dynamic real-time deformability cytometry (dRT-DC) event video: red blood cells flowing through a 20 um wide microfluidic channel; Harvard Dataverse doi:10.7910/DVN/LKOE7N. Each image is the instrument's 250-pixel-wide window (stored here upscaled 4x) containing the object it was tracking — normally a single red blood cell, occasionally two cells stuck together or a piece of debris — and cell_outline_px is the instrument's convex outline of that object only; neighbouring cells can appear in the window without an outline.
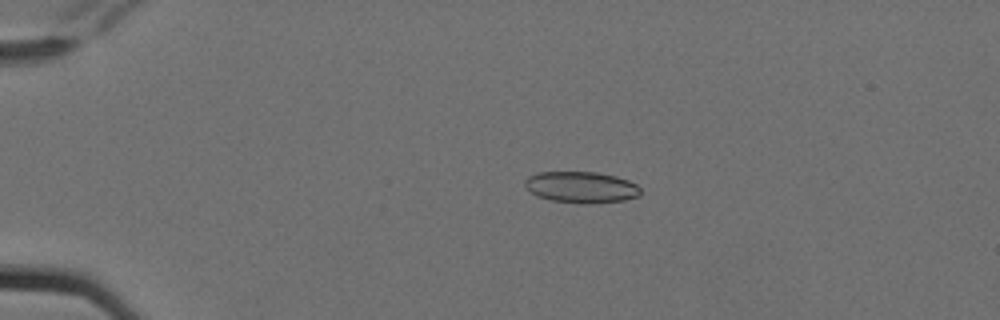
{"species": "Egyptian fruit bat (a non-hibernating species)", "species_latin": "Rousettus aegyptiacus", "temperature_condition": "cold", "stored_images_in_passage": 10, "camera_frame_rate_fps": 3000, "um_per_image_px": 0.085, "animal": {"sex": "female"}, "frame": {"image": 1, "passage_image": 4, "time_ms": 1.0, "image_size_px": [1000, 320], "cell_outline_px": [[640, 196], [624, 200], [596, 204], [580, 204], [552, 200], [536, 196], [524, 184], [524, 180], [528, 176], [540, 172], [596, 172], [616, 176], [628, 180], [636, 184], [640, 188]], "centroid_in_image_um": [49.42, 15.92], "position_along_channel_um": 35.6, "area_um2": 21.27}}
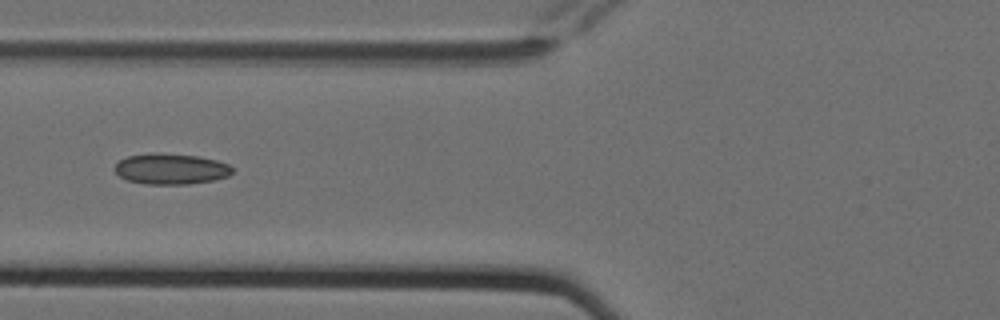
{"frame": {"image": 2, "passage_image": 7, "time_ms": 2.0, "image_size_px": [1000, 320], "cell_outline_px": [[232, 172], [228, 176], [212, 180], [188, 184], [144, 184], [128, 180], [120, 176], [112, 168], [120, 160], [128, 156], [152, 152], [160, 152], [200, 156], [216, 160], [228, 164], [232, 168]], "centroid_in_image_um": [14.5, 14.34], "position_along_channel_um": 111.3, "area_um2": 21.21}}
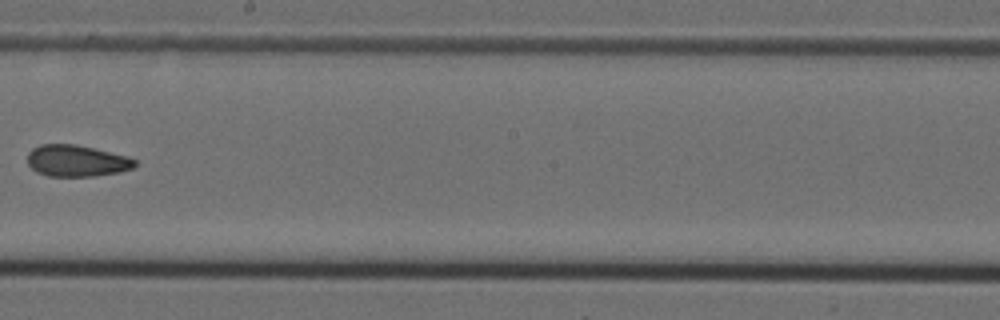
{"frame": {"image": 3, "passage_image": 10, "time_ms": 3.0, "image_size_px": [1000, 320], "cell_outline_px": [[136, 164], [132, 168], [120, 172], [92, 176], [48, 176], [36, 172], [28, 164], [28, 152], [32, 148], [40, 144], [76, 144], [128, 156], [136, 160]], "centroid_in_image_um": [6.5, 13.66], "position_along_channel_um": 241.7, "area_um2": 19.77}}